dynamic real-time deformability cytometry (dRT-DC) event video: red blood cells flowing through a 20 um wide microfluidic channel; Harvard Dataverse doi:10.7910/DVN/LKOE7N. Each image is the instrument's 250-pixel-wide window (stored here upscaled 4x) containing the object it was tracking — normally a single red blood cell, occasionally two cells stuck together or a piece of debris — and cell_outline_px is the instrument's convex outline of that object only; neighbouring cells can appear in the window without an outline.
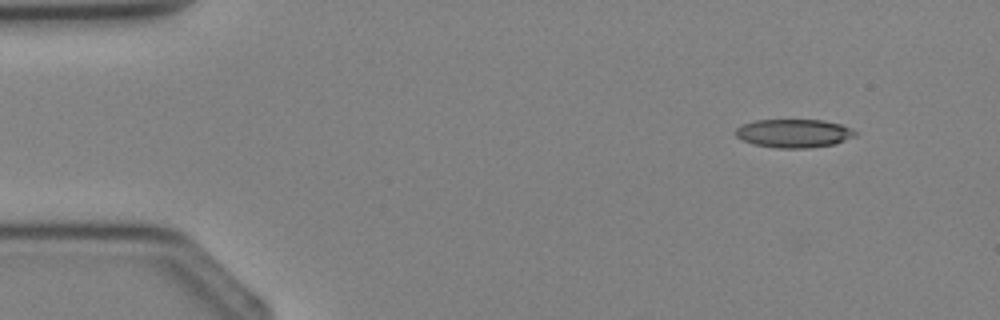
{"species": "Egyptian fruit bat (a non-hibernating species)", "species_latin": "Rousettus aegyptiacus", "temperature_condition": "cold", "stored_images_in_passage": 4, "segment_of_instrument_passage": [2, 2], "camera_frame_rate_fps": 3000, "um_per_image_px": 0.085, "animal": {"sex": "female"}, "frame": {"image": 1, "passage_image": 4, "time_ms": 3.333, "image_size_px": [1000, 320], "cell_outline_px": [[860, 132], [856, 136], [836, 144], [808, 148], [776, 148], [752, 144], [736, 136], [736, 128], [744, 124], [756, 120], [824, 120], [840, 124], [852, 128]], "centroid_in_image_um": [67.54, 11.34], "position_along_channel_um": 17.5, "area_um2": 20.0}}